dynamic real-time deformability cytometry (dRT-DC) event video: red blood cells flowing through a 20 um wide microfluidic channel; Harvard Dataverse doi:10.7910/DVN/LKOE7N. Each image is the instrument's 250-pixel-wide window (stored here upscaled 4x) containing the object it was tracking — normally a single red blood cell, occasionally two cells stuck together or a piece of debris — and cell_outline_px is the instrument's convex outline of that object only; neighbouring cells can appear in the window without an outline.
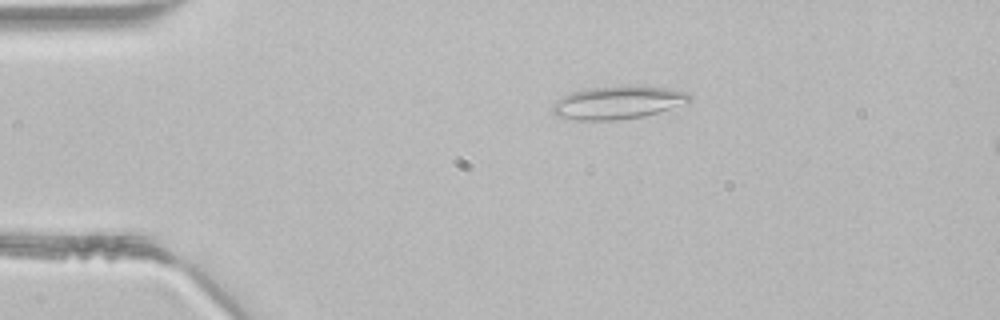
{"species": "common noctule bat (a hibernating species)", "species_latin": "Nyctalus noctula", "temperature_condition": "room temperature", "stored_images_in_passage": 37, "camera_frame_rate_fps": 3000, "um_per_image_px": 0.085, "animal": {"sex": "male", "body_mass_g": 21.5, "forearm_length_mm": 52.0}, "frame": {"image": 1, "passage_image": 1, "time_ms": 0.0, "image_size_px": [1000, 320], "cell_outline_px": [[692, 100], [688, 104], [644, 116], [620, 120], [576, 120], [556, 116], [552, 112], [552, 104], [556, 100], [572, 92], [588, 88], [640, 84], [688, 92], [692, 96]], "centroid_in_image_um": [52.57, 8.71], "position_along_channel_um": 32.4, "area_um2": 26.88}}
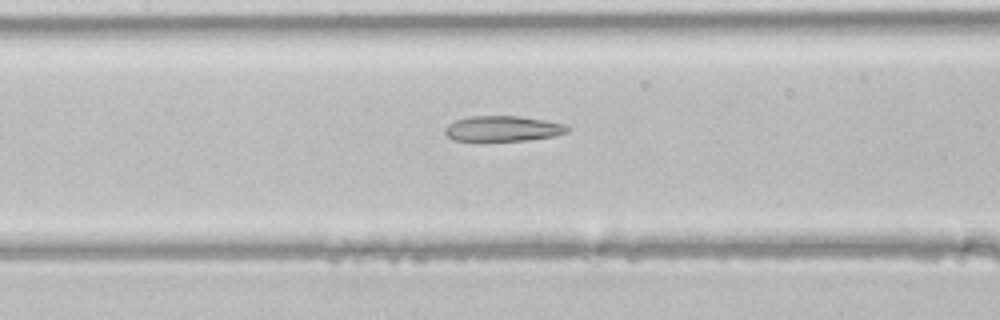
{"frame": {"image": 2, "passage_image": 13, "time_ms": 4.0, "image_size_px": [1000, 320], "cell_outline_px": [[568, 132], [556, 136], [524, 140], [452, 140], [444, 132], [444, 128], [448, 124], [456, 120], [468, 116], [520, 116], [544, 120], [564, 124], [568, 128]], "centroid_in_image_um": [42.73, 10.92], "position_along_channel_um": 164.7, "area_um2": 17.98}}
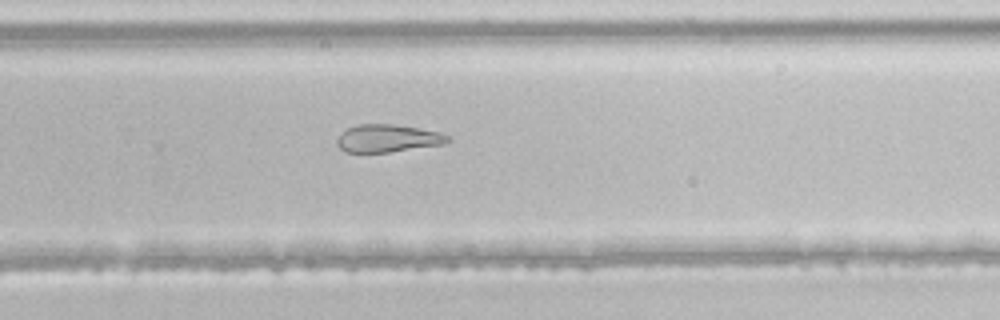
{"frame": {"image": 3, "passage_image": 22, "time_ms": 7.0, "image_size_px": [1000, 320], "cell_outline_px": [[452, 140], [444, 144], [388, 152], [344, 152], [336, 144], [336, 140], [340, 132], [356, 124], [396, 124], [440, 132], [452, 136]], "centroid_in_image_um": [32.96, 11.75], "position_along_channel_um": 296.8, "area_um2": 18.09}}